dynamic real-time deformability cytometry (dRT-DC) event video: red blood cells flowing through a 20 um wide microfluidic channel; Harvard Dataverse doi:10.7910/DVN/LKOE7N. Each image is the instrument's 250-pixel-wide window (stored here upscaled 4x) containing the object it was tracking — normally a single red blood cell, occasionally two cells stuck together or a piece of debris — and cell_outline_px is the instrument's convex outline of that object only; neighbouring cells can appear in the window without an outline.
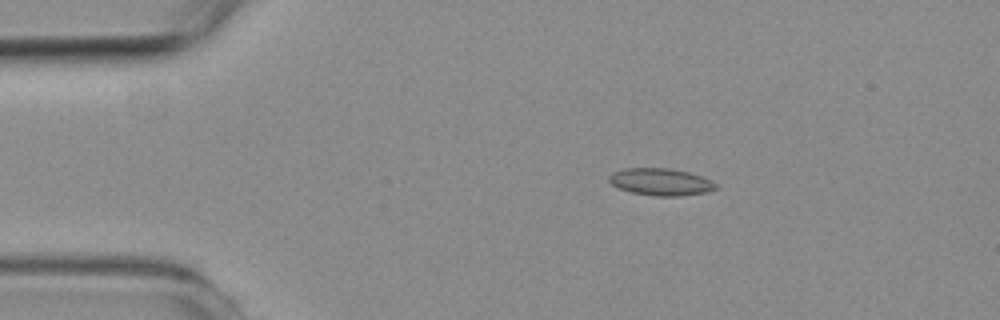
{"species": "common noctule bat (a hibernating species)", "species_latin": "Nyctalus noctula", "temperature_condition": "room temperature", "stored_images_in_passage": 5, "camera_frame_rate_fps": 3000, "um_per_image_px": 0.085, "animal": {"sex": "female", "body_mass_g": 19.3, "forearm_length_mm": 54.1}, "frame": {"image": 1, "passage_image": 2, "time_ms": 1.0, "image_size_px": [1000, 320], "cell_outline_px": [[716, 188], [704, 192], [680, 196], [656, 196], [632, 192], [620, 188], [612, 184], [608, 180], [608, 176], [612, 172], [624, 168], [668, 168], [688, 172], [712, 180], [716, 184]], "centroid_in_image_um": [56.13, 15.45], "position_along_channel_um": 28.9, "area_um2": 16.7}}
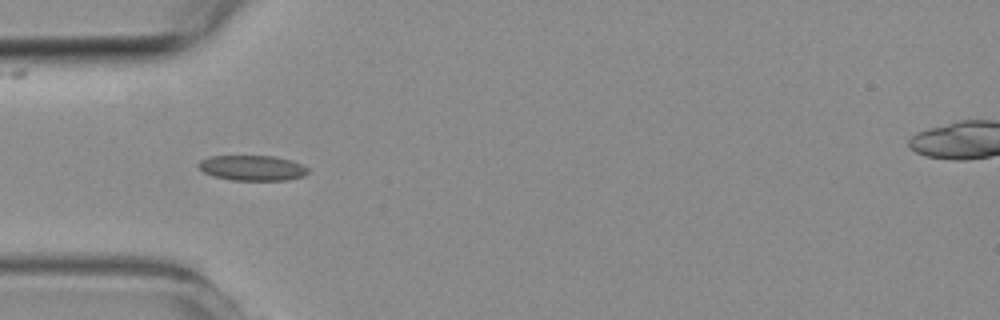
{"frame": {"image": 2, "passage_image": 4, "time_ms": 3.333, "image_size_px": [1000, 320], "cell_outline_px": [[308, 172], [304, 176], [288, 180], [232, 180], [212, 176], [204, 172], [196, 164], [200, 160], [208, 156], [276, 156], [292, 160], [308, 168]], "centroid_in_image_um": [21.43, 14.27], "position_along_channel_um": 63.6, "area_um2": 16.24}}
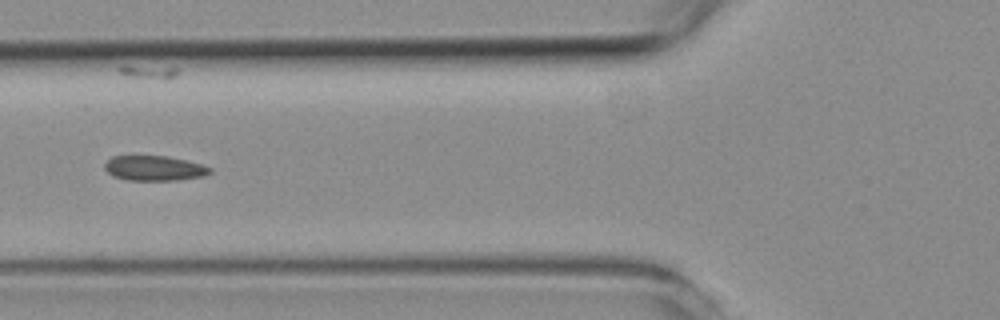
{"frame": {"image": 3, "passage_image": 5, "time_ms": 4.667, "image_size_px": [1000, 320], "cell_outline_px": [[212, 172], [204, 176], [176, 180], [128, 180], [112, 176], [104, 168], [104, 164], [112, 156], [168, 156], [200, 164], [212, 168]], "centroid_in_image_um": [13.1, 14.3], "position_along_channel_um": 112.7, "area_um2": 15.26}}